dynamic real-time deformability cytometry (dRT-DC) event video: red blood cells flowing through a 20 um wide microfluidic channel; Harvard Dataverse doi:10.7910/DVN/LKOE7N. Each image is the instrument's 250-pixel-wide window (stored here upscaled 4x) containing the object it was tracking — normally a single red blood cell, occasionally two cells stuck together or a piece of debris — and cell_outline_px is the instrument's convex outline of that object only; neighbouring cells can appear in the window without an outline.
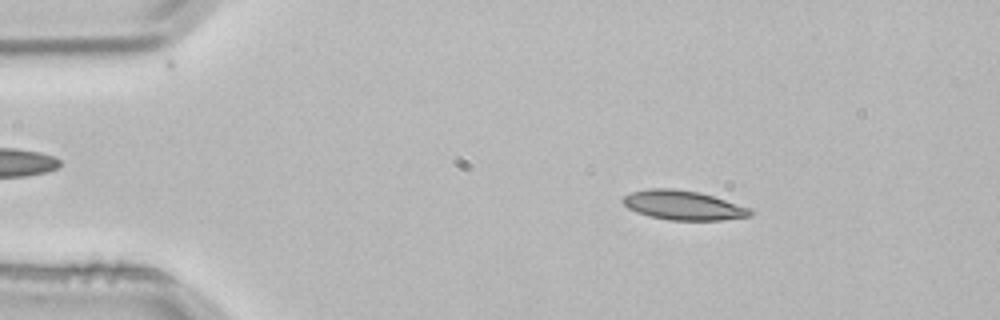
{"species": "common noctule bat (a hibernating species)", "species_latin": "Nyctalus noctula", "temperature_condition": "room temperature", "stored_images_in_passage": 16, "camera_frame_rate_fps": 3000, "um_per_image_px": 0.085, "animal": {"sex": "male", "body_mass_g": 21.5, "forearm_length_mm": 52.0}, "frame": {"image": 1, "passage_image": 8, "time_ms": 2.333, "image_size_px": [1000, 320], "cell_outline_px": [[752, 216], [720, 220], [668, 220], [636, 212], [628, 208], [620, 200], [624, 196], [632, 192], [648, 188], [672, 188], [700, 192], [748, 208], [752, 212]], "centroid_in_image_um": [58.02, 17.44], "position_along_channel_um": 27.0, "area_um2": 21.56}}
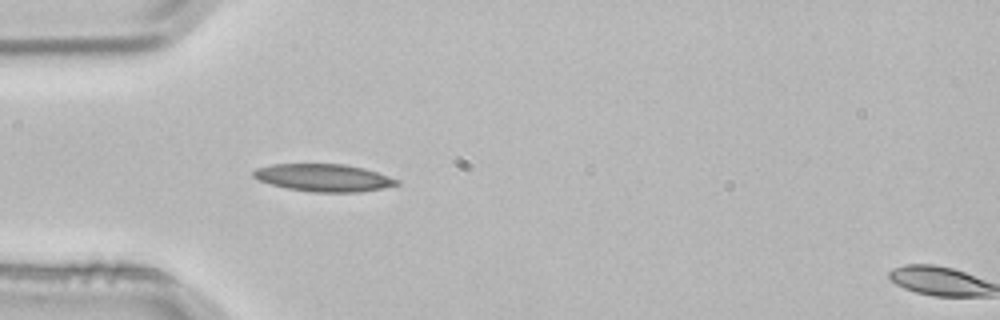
{"frame": {"image": 2, "passage_image": 15, "time_ms": 4.667, "image_size_px": [1000, 320], "cell_outline_px": [[400, 184], [384, 188], [360, 192], [312, 192], [288, 188], [272, 184], [260, 180], [252, 176], [252, 172], [256, 168], [272, 164], [344, 164], [364, 168], [400, 180]], "centroid_in_image_um": [27.53, 15.1], "position_along_channel_um": 57.5, "area_um2": 22.89}}